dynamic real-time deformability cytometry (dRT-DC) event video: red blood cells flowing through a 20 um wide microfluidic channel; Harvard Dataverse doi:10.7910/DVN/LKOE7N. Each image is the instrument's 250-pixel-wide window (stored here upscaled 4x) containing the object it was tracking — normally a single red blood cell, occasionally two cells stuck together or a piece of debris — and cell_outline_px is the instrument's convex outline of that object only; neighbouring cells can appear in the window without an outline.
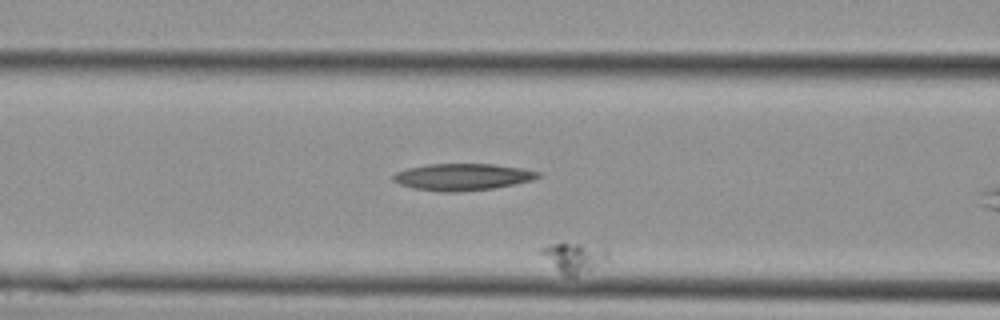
{"species": "Egyptian fruit bat (a non-hibernating species)", "species_latin": "Rousettus aegyptiacus", "temperature_condition": "cold", "stored_images_in_passage": 26, "segment_of_instrument_passage": [1, 2], "camera_frame_rate_fps": 3000, "um_per_image_px": 0.085, "animal": {"sex": "female"}, "frame": {"image": 1, "passage_image": 6, "time_ms": 1.667, "image_size_px": [1000, 320], "cell_outline_px": [[608, 260], [588, 272], [576, 276], [564, 276], [540, 252], [540, 248], [552, 244], [604, 244], [608, 248]], "centroid_in_image_um": [48.92, 21.88], "position_along_channel_um": 117.7, "area_um2": 11.79}}
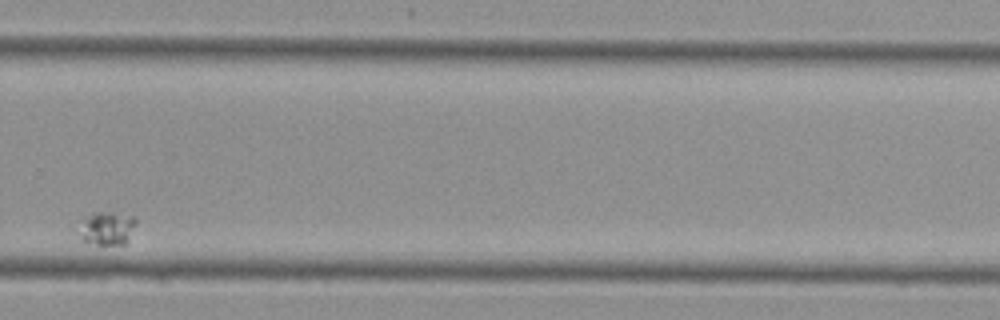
{"frame": {"image": 2, "passage_image": 19, "time_ms": 6.0, "image_size_px": [1000, 320], "cell_outline_px": [[136, 224], [128, 244], [96, 244], [80, 240], [80, 220], [96, 212], [112, 212], [136, 216]], "centroid_in_image_um": [9.14, 19.4], "position_along_channel_um": 320.7, "area_um2": 11.33}}
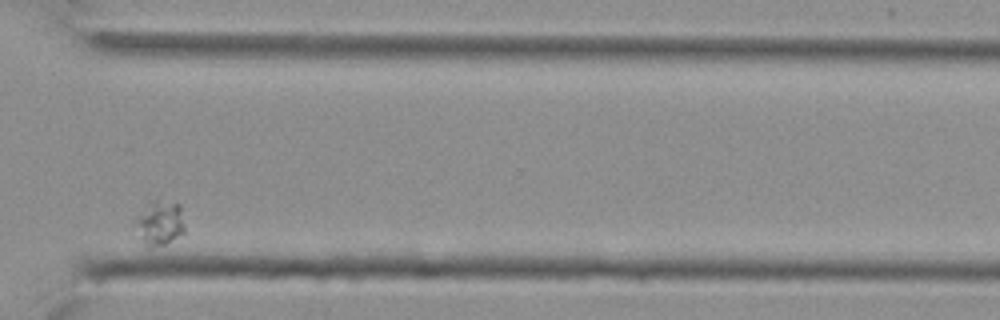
{"frame": {"image": 3, "passage_image": 21, "time_ms": 6.667, "image_size_px": [1000, 320], "cell_outline_px": [[184, 232], [164, 244], [148, 248], [144, 244], [136, 224], [136, 220], [156, 200], [180, 204], [184, 224]], "centroid_in_image_um": [13.65, 18.99], "position_along_channel_um": 357.0, "area_um2": 11.91}}